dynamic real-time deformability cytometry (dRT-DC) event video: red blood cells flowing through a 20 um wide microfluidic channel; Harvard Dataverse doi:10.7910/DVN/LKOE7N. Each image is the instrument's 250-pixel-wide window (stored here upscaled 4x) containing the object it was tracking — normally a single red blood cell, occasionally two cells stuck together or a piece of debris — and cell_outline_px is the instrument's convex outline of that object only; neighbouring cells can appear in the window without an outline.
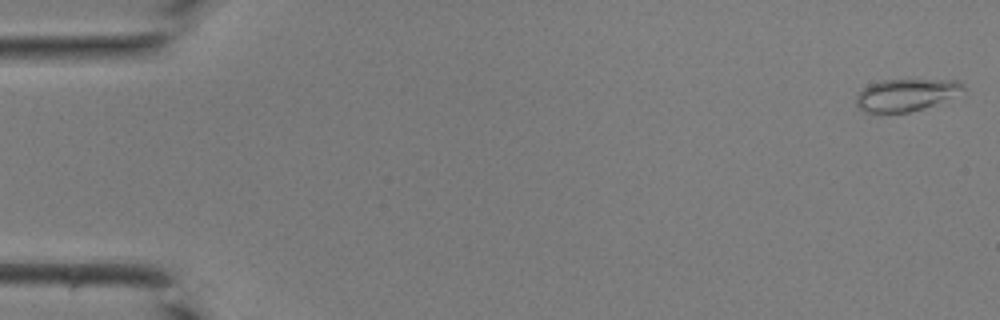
{"species": "common noctule bat (a hibernating species)", "species_latin": "Nyctalus noctula", "temperature_condition": "room temperature", "stored_images_in_passage": 42, "camera_frame_rate_fps": 3000, "um_per_image_px": 0.085, "animal": {"sex": "male", "body_mass_g": 19.0, "forearm_length_mm": 50.8}, "frame": {"image": 1, "passage_image": 1, "time_ms": 0.0, "image_size_px": [1000, 320], "cell_outline_px": [[964, 88], [924, 108], [908, 112], [868, 112], [860, 108], [856, 104], [856, 96], [864, 88], [880, 80], [960, 80], [964, 84]], "centroid_in_image_um": [76.94, 8.05], "position_along_channel_um": 8.1, "area_um2": 19.19}}
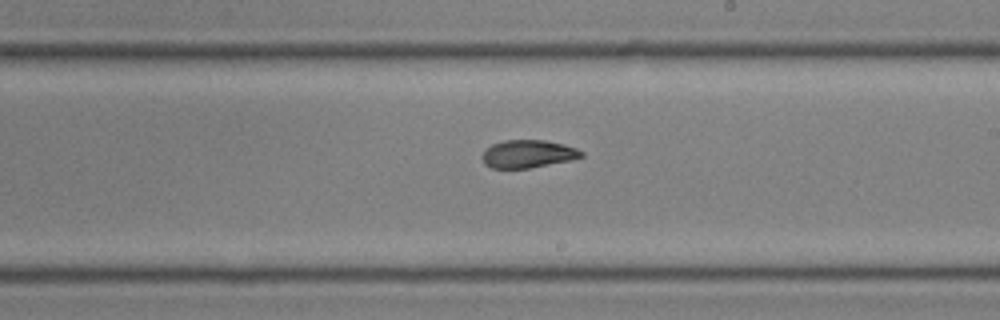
{"frame": {"image": 2, "passage_image": 25, "time_ms": 8.0, "image_size_px": [1000, 320], "cell_outline_px": [[584, 156], [568, 160], [528, 168], [492, 168], [484, 164], [480, 156], [492, 144], [504, 140], [544, 140], [564, 144], [576, 148], [584, 152]], "centroid_in_image_um": [44.85, 13.07], "position_along_channel_um": 244.1, "area_um2": 15.95}}
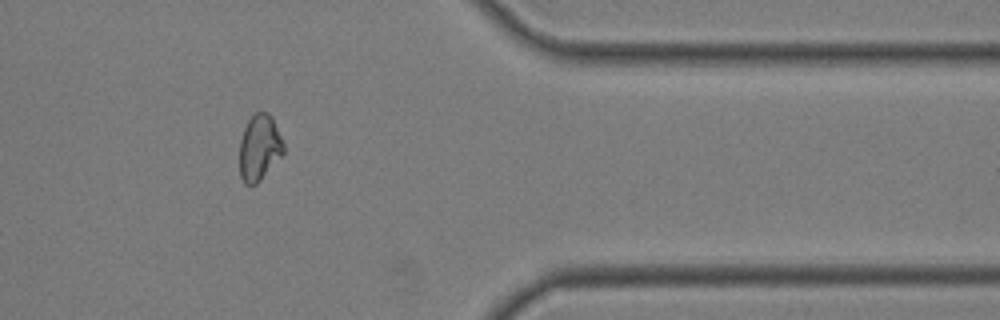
{"frame": {"image": 3, "passage_image": 35, "time_ms": 11.333, "image_size_px": [1000, 320], "cell_outline_px": [[284, 152], [260, 180], [256, 184], [244, 184], [240, 176], [240, 140], [244, 128], [248, 120], [256, 112], [268, 112], [272, 116], [284, 144]], "centroid_in_image_um": [22.04, 12.53], "position_along_channel_um": 389.4, "area_um2": 16.76}}